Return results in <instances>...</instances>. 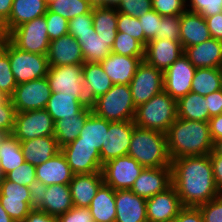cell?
Instances as JSON below:
<instances>
[{
    "instance_id": "obj_1",
    "label": "cell",
    "mask_w": 222,
    "mask_h": 222,
    "mask_svg": "<svg viewBox=\"0 0 222 222\" xmlns=\"http://www.w3.org/2000/svg\"><path fill=\"white\" fill-rule=\"evenodd\" d=\"M172 185L183 206L199 207L219 196L209 155L171 160Z\"/></svg>"
},
{
    "instance_id": "obj_2",
    "label": "cell",
    "mask_w": 222,
    "mask_h": 222,
    "mask_svg": "<svg viewBox=\"0 0 222 222\" xmlns=\"http://www.w3.org/2000/svg\"><path fill=\"white\" fill-rule=\"evenodd\" d=\"M167 151L171 160L184 156L209 155L213 150L209 123L176 118L166 132Z\"/></svg>"
},
{
    "instance_id": "obj_3",
    "label": "cell",
    "mask_w": 222,
    "mask_h": 222,
    "mask_svg": "<svg viewBox=\"0 0 222 222\" xmlns=\"http://www.w3.org/2000/svg\"><path fill=\"white\" fill-rule=\"evenodd\" d=\"M127 155L144 168L171 166L166 133L157 130L135 126Z\"/></svg>"
},
{
    "instance_id": "obj_4",
    "label": "cell",
    "mask_w": 222,
    "mask_h": 222,
    "mask_svg": "<svg viewBox=\"0 0 222 222\" xmlns=\"http://www.w3.org/2000/svg\"><path fill=\"white\" fill-rule=\"evenodd\" d=\"M177 118L176 100L164 90L136 107L135 126L166 133Z\"/></svg>"
},
{
    "instance_id": "obj_5",
    "label": "cell",
    "mask_w": 222,
    "mask_h": 222,
    "mask_svg": "<svg viewBox=\"0 0 222 222\" xmlns=\"http://www.w3.org/2000/svg\"><path fill=\"white\" fill-rule=\"evenodd\" d=\"M92 112L109 122L133 121L136 107L129 85L117 84L91 103Z\"/></svg>"
},
{
    "instance_id": "obj_6",
    "label": "cell",
    "mask_w": 222,
    "mask_h": 222,
    "mask_svg": "<svg viewBox=\"0 0 222 222\" xmlns=\"http://www.w3.org/2000/svg\"><path fill=\"white\" fill-rule=\"evenodd\" d=\"M0 47L8 54L11 71L17 84L46 77L49 68L46 55L23 51L8 38Z\"/></svg>"
},
{
    "instance_id": "obj_7",
    "label": "cell",
    "mask_w": 222,
    "mask_h": 222,
    "mask_svg": "<svg viewBox=\"0 0 222 222\" xmlns=\"http://www.w3.org/2000/svg\"><path fill=\"white\" fill-rule=\"evenodd\" d=\"M8 39L23 51L47 56L50 39L45 15L14 28L8 34Z\"/></svg>"
},
{
    "instance_id": "obj_8",
    "label": "cell",
    "mask_w": 222,
    "mask_h": 222,
    "mask_svg": "<svg viewBox=\"0 0 222 222\" xmlns=\"http://www.w3.org/2000/svg\"><path fill=\"white\" fill-rule=\"evenodd\" d=\"M82 75V65L72 64L49 67L46 78L52 93L73 95L86 106H90Z\"/></svg>"
},
{
    "instance_id": "obj_9",
    "label": "cell",
    "mask_w": 222,
    "mask_h": 222,
    "mask_svg": "<svg viewBox=\"0 0 222 222\" xmlns=\"http://www.w3.org/2000/svg\"><path fill=\"white\" fill-rule=\"evenodd\" d=\"M54 122L46 109L16 112L12 135L19 141L54 136Z\"/></svg>"
},
{
    "instance_id": "obj_10",
    "label": "cell",
    "mask_w": 222,
    "mask_h": 222,
    "mask_svg": "<svg viewBox=\"0 0 222 222\" xmlns=\"http://www.w3.org/2000/svg\"><path fill=\"white\" fill-rule=\"evenodd\" d=\"M129 87L134 105L138 107L164 90L163 72L142 60Z\"/></svg>"
},
{
    "instance_id": "obj_11",
    "label": "cell",
    "mask_w": 222,
    "mask_h": 222,
    "mask_svg": "<svg viewBox=\"0 0 222 222\" xmlns=\"http://www.w3.org/2000/svg\"><path fill=\"white\" fill-rule=\"evenodd\" d=\"M52 91L46 77L17 84L10 97L16 112L45 109Z\"/></svg>"
},
{
    "instance_id": "obj_12",
    "label": "cell",
    "mask_w": 222,
    "mask_h": 222,
    "mask_svg": "<svg viewBox=\"0 0 222 222\" xmlns=\"http://www.w3.org/2000/svg\"><path fill=\"white\" fill-rule=\"evenodd\" d=\"M143 169L134 158L121 156L103 164V180L114 190H130Z\"/></svg>"
},
{
    "instance_id": "obj_13",
    "label": "cell",
    "mask_w": 222,
    "mask_h": 222,
    "mask_svg": "<svg viewBox=\"0 0 222 222\" xmlns=\"http://www.w3.org/2000/svg\"><path fill=\"white\" fill-rule=\"evenodd\" d=\"M73 174L102 172L99 151L88 143H79V138L61 148Z\"/></svg>"
},
{
    "instance_id": "obj_14",
    "label": "cell",
    "mask_w": 222,
    "mask_h": 222,
    "mask_svg": "<svg viewBox=\"0 0 222 222\" xmlns=\"http://www.w3.org/2000/svg\"><path fill=\"white\" fill-rule=\"evenodd\" d=\"M134 128V121L109 122V129L99 152L102 165L128 154Z\"/></svg>"
},
{
    "instance_id": "obj_15",
    "label": "cell",
    "mask_w": 222,
    "mask_h": 222,
    "mask_svg": "<svg viewBox=\"0 0 222 222\" xmlns=\"http://www.w3.org/2000/svg\"><path fill=\"white\" fill-rule=\"evenodd\" d=\"M196 67L183 54L164 73V91L174 100L191 92Z\"/></svg>"
},
{
    "instance_id": "obj_16",
    "label": "cell",
    "mask_w": 222,
    "mask_h": 222,
    "mask_svg": "<svg viewBox=\"0 0 222 222\" xmlns=\"http://www.w3.org/2000/svg\"><path fill=\"white\" fill-rule=\"evenodd\" d=\"M0 204L15 222L23 221L32 210L28 187L5 178L0 185Z\"/></svg>"
},
{
    "instance_id": "obj_17",
    "label": "cell",
    "mask_w": 222,
    "mask_h": 222,
    "mask_svg": "<svg viewBox=\"0 0 222 222\" xmlns=\"http://www.w3.org/2000/svg\"><path fill=\"white\" fill-rule=\"evenodd\" d=\"M184 206L171 185L165 191L146 199L148 222H172Z\"/></svg>"
},
{
    "instance_id": "obj_18",
    "label": "cell",
    "mask_w": 222,
    "mask_h": 222,
    "mask_svg": "<svg viewBox=\"0 0 222 222\" xmlns=\"http://www.w3.org/2000/svg\"><path fill=\"white\" fill-rule=\"evenodd\" d=\"M172 185L171 166L144 168L134 181L131 191L138 196L149 199L165 191Z\"/></svg>"
},
{
    "instance_id": "obj_19",
    "label": "cell",
    "mask_w": 222,
    "mask_h": 222,
    "mask_svg": "<svg viewBox=\"0 0 222 222\" xmlns=\"http://www.w3.org/2000/svg\"><path fill=\"white\" fill-rule=\"evenodd\" d=\"M180 41L149 40L144 49V61L163 73L182 55Z\"/></svg>"
},
{
    "instance_id": "obj_20",
    "label": "cell",
    "mask_w": 222,
    "mask_h": 222,
    "mask_svg": "<svg viewBox=\"0 0 222 222\" xmlns=\"http://www.w3.org/2000/svg\"><path fill=\"white\" fill-rule=\"evenodd\" d=\"M47 59L49 67L84 64L80 45L77 39L70 34L50 41Z\"/></svg>"
},
{
    "instance_id": "obj_21",
    "label": "cell",
    "mask_w": 222,
    "mask_h": 222,
    "mask_svg": "<svg viewBox=\"0 0 222 222\" xmlns=\"http://www.w3.org/2000/svg\"><path fill=\"white\" fill-rule=\"evenodd\" d=\"M115 222H148L146 199L131 190H115Z\"/></svg>"
},
{
    "instance_id": "obj_22",
    "label": "cell",
    "mask_w": 222,
    "mask_h": 222,
    "mask_svg": "<svg viewBox=\"0 0 222 222\" xmlns=\"http://www.w3.org/2000/svg\"><path fill=\"white\" fill-rule=\"evenodd\" d=\"M144 57H129L110 53L100 64L114 85H129Z\"/></svg>"
},
{
    "instance_id": "obj_23",
    "label": "cell",
    "mask_w": 222,
    "mask_h": 222,
    "mask_svg": "<svg viewBox=\"0 0 222 222\" xmlns=\"http://www.w3.org/2000/svg\"><path fill=\"white\" fill-rule=\"evenodd\" d=\"M184 55L196 68H222V41L210 38L186 47Z\"/></svg>"
},
{
    "instance_id": "obj_24",
    "label": "cell",
    "mask_w": 222,
    "mask_h": 222,
    "mask_svg": "<svg viewBox=\"0 0 222 222\" xmlns=\"http://www.w3.org/2000/svg\"><path fill=\"white\" fill-rule=\"evenodd\" d=\"M103 183L102 172L74 174L69 183L74 206L89 207L92 199Z\"/></svg>"
},
{
    "instance_id": "obj_25",
    "label": "cell",
    "mask_w": 222,
    "mask_h": 222,
    "mask_svg": "<svg viewBox=\"0 0 222 222\" xmlns=\"http://www.w3.org/2000/svg\"><path fill=\"white\" fill-rule=\"evenodd\" d=\"M180 29V42L183 50L211 38L205 18L201 14L189 10L180 15Z\"/></svg>"
},
{
    "instance_id": "obj_26",
    "label": "cell",
    "mask_w": 222,
    "mask_h": 222,
    "mask_svg": "<svg viewBox=\"0 0 222 222\" xmlns=\"http://www.w3.org/2000/svg\"><path fill=\"white\" fill-rule=\"evenodd\" d=\"M36 179L44 185L69 184L73 173L64 154L60 151L49 160L35 166Z\"/></svg>"
},
{
    "instance_id": "obj_27",
    "label": "cell",
    "mask_w": 222,
    "mask_h": 222,
    "mask_svg": "<svg viewBox=\"0 0 222 222\" xmlns=\"http://www.w3.org/2000/svg\"><path fill=\"white\" fill-rule=\"evenodd\" d=\"M47 10L45 0H13L10 16L4 22L7 34L25 22L44 16Z\"/></svg>"
},
{
    "instance_id": "obj_28",
    "label": "cell",
    "mask_w": 222,
    "mask_h": 222,
    "mask_svg": "<svg viewBox=\"0 0 222 222\" xmlns=\"http://www.w3.org/2000/svg\"><path fill=\"white\" fill-rule=\"evenodd\" d=\"M25 161L37 166L61 151L55 136H41L27 141H20Z\"/></svg>"
},
{
    "instance_id": "obj_29",
    "label": "cell",
    "mask_w": 222,
    "mask_h": 222,
    "mask_svg": "<svg viewBox=\"0 0 222 222\" xmlns=\"http://www.w3.org/2000/svg\"><path fill=\"white\" fill-rule=\"evenodd\" d=\"M82 72L88 103L90 105L99 96L107 93L114 85L100 63H84L82 65Z\"/></svg>"
},
{
    "instance_id": "obj_30",
    "label": "cell",
    "mask_w": 222,
    "mask_h": 222,
    "mask_svg": "<svg viewBox=\"0 0 222 222\" xmlns=\"http://www.w3.org/2000/svg\"><path fill=\"white\" fill-rule=\"evenodd\" d=\"M44 196L45 199L37 209L51 216L58 217L74 206L69 184L49 185Z\"/></svg>"
},
{
    "instance_id": "obj_31",
    "label": "cell",
    "mask_w": 222,
    "mask_h": 222,
    "mask_svg": "<svg viewBox=\"0 0 222 222\" xmlns=\"http://www.w3.org/2000/svg\"><path fill=\"white\" fill-rule=\"evenodd\" d=\"M87 107L88 106L73 95L52 93L45 109L55 123L63 118L80 115Z\"/></svg>"
},
{
    "instance_id": "obj_32",
    "label": "cell",
    "mask_w": 222,
    "mask_h": 222,
    "mask_svg": "<svg viewBox=\"0 0 222 222\" xmlns=\"http://www.w3.org/2000/svg\"><path fill=\"white\" fill-rule=\"evenodd\" d=\"M88 208L95 222H115V190L103 183Z\"/></svg>"
},
{
    "instance_id": "obj_33",
    "label": "cell",
    "mask_w": 222,
    "mask_h": 222,
    "mask_svg": "<svg viewBox=\"0 0 222 222\" xmlns=\"http://www.w3.org/2000/svg\"><path fill=\"white\" fill-rule=\"evenodd\" d=\"M75 38L80 45L84 63H100L110 55L114 43V41L104 40L96 32L79 34V37Z\"/></svg>"
},
{
    "instance_id": "obj_34",
    "label": "cell",
    "mask_w": 222,
    "mask_h": 222,
    "mask_svg": "<svg viewBox=\"0 0 222 222\" xmlns=\"http://www.w3.org/2000/svg\"><path fill=\"white\" fill-rule=\"evenodd\" d=\"M88 106L80 115L63 118L54 124V136L60 148L73 142L80 134L87 118L92 114Z\"/></svg>"
},
{
    "instance_id": "obj_35",
    "label": "cell",
    "mask_w": 222,
    "mask_h": 222,
    "mask_svg": "<svg viewBox=\"0 0 222 222\" xmlns=\"http://www.w3.org/2000/svg\"><path fill=\"white\" fill-rule=\"evenodd\" d=\"M177 117L184 120L208 122L211 118L206 98L197 93L189 92L176 101Z\"/></svg>"
},
{
    "instance_id": "obj_36",
    "label": "cell",
    "mask_w": 222,
    "mask_h": 222,
    "mask_svg": "<svg viewBox=\"0 0 222 222\" xmlns=\"http://www.w3.org/2000/svg\"><path fill=\"white\" fill-rule=\"evenodd\" d=\"M93 26L101 38L115 41L117 35L118 11L115 7H93Z\"/></svg>"
},
{
    "instance_id": "obj_37",
    "label": "cell",
    "mask_w": 222,
    "mask_h": 222,
    "mask_svg": "<svg viewBox=\"0 0 222 222\" xmlns=\"http://www.w3.org/2000/svg\"><path fill=\"white\" fill-rule=\"evenodd\" d=\"M222 89V68H196L191 92L202 96Z\"/></svg>"
},
{
    "instance_id": "obj_38",
    "label": "cell",
    "mask_w": 222,
    "mask_h": 222,
    "mask_svg": "<svg viewBox=\"0 0 222 222\" xmlns=\"http://www.w3.org/2000/svg\"><path fill=\"white\" fill-rule=\"evenodd\" d=\"M109 129V121L100 118L92 113L86 120L80 134L79 143H88L95 146L100 152L103 141H105L106 132Z\"/></svg>"
},
{
    "instance_id": "obj_39",
    "label": "cell",
    "mask_w": 222,
    "mask_h": 222,
    "mask_svg": "<svg viewBox=\"0 0 222 222\" xmlns=\"http://www.w3.org/2000/svg\"><path fill=\"white\" fill-rule=\"evenodd\" d=\"M23 162H25V158L20 147V141L9 134L0 145V168L6 175Z\"/></svg>"
},
{
    "instance_id": "obj_40",
    "label": "cell",
    "mask_w": 222,
    "mask_h": 222,
    "mask_svg": "<svg viewBox=\"0 0 222 222\" xmlns=\"http://www.w3.org/2000/svg\"><path fill=\"white\" fill-rule=\"evenodd\" d=\"M92 9L88 0H57L48 5L50 12L57 13L68 21L76 16L92 13Z\"/></svg>"
},
{
    "instance_id": "obj_41",
    "label": "cell",
    "mask_w": 222,
    "mask_h": 222,
    "mask_svg": "<svg viewBox=\"0 0 222 222\" xmlns=\"http://www.w3.org/2000/svg\"><path fill=\"white\" fill-rule=\"evenodd\" d=\"M144 49L138 40L126 33L117 32L111 52L129 57H144Z\"/></svg>"
},
{
    "instance_id": "obj_42",
    "label": "cell",
    "mask_w": 222,
    "mask_h": 222,
    "mask_svg": "<svg viewBox=\"0 0 222 222\" xmlns=\"http://www.w3.org/2000/svg\"><path fill=\"white\" fill-rule=\"evenodd\" d=\"M17 86L11 71L8 54L0 47V93L5 97H11Z\"/></svg>"
},
{
    "instance_id": "obj_43",
    "label": "cell",
    "mask_w": 222,
    "mask_h": 222,
    "mask_svg": "<svg viewBox=\"0 0 222 222\" xmlns=\"http://www.w3.org/2000/svg\"><path fill=\"white\" fill-rule=\"evenodd\" d=\"M180 15L161 16L159 33L151 40L168 39L180 41Z\"/></svg>"
},
{
    "instance_id": "obj_44",
    "label": "cell",
    "mask_w": 222,
    "mask_h": 222,
    "mask_svg": "<svg viewBox=\"0 0 222 222\" xmlns=\"http://www.w3.org/2000/svg\"><path fill=\"white\" fill-rule=\"evenodd\" d=\"M117 31L130 35L144 46V32L138 18L118 12Z\"/></svg>"
},
{
    "instance_id": "obj_45",
    "label": "cell",
    "mask_w": 222,
    "mask_h": 222,
    "mask_svg": "<svg viewBox=\"0 0 222 222\" xmlns=\"http://www.w3.org/2000/svg\"><path fill=\"white\" fill-rule=\"evenodd\" d=\"M47 23V33L50 41L69 34L68 20L57 13L47 10L45 14Z\"/></svg>"
},
{
    "instance_id": "obj_46",
    "label": "cell",
    "mask_w": 222,
    "mask_h": 222,
    "mask_svg": "<svg viewBox=\"0 0 222 222\" xmlns=\"http://www.w3.org/2000/svg\"><path fill=\"white\" fill-rule=\"evenodd\" d=\"M142 30L144 32V47L149 40L153 39L159 33L161 15L154 9L147 11L145 15L139 18Z\"/></svg>"
},
{
    "instance_id": "obj_47",
    "label": "cell",
    "mask_w": 222,
    "mask_h": 222,
    "mask_svg": "<svg viewBox=\"0 0 222 222\" xmlns=\"http://www.w3.org/2000/svg\"><path fill=\"white\" fill-rule=\"evenodd\" d=\"M152 9L161 16H178L187 10L186 0H151Z\"/></svg>"
},
{
    "instance_id": "obj_48",
    "label": "cell",
    "mask_w": 222,
    "mask_h": 222,
    "mask_svg": "<svg viewBox=\"0 0 222 222\" xmlns=\"http://www.w3.org/2000/svg\"><path fill=\"white\" fill-rule=\"evenodd\" d=\"M187 10L209 17L220 13L222 0H186Z\"/></svg>"
},
{
    "instance_id": "obj_49",
    "label": "cell",
    "mask_w": 222,
    "mask_h": 222,
    "mask_svg": "<svg viewBox=\"0 0 222 222\" xmlns=\"http://www.w3.org/2000/svg\"><path fill=\"white\" fill-rule=\"evenodd\" d=\"M116 9L120 13L139 18L152 9V2L151 0H121Z\"/></svg>"
},
{
    "instance_id": "obj_50",
    "label": "cell",
    "mask_w": 222,
    "mask_h": 222,
    "mask_svg": "<svg viewBox=\"0 0 222 222\" xmlns=\"http://www.w3.org/2000/svg\"><path fill=\"white\" fill-rule=\"evenodd\" d=\"M5 178L11 182L28 187L36 179L35 166L25 161L19 167L7 173Z\"/></svg>"
},
{
    "instance_id": "obj_51",
    "label": "cell",
    "mask_w": 222,
    "mask_h": 222,
    "mask_svg": "<svg viewBox=\"0 0 222 222\" xmlns=\"http://www.w3.org/2000/svg\"><path fill=\"white\" fill-rule=\"evenodd\" d=\"M15 115L16 110L11 98L4 96L0 100V130L8 131L11 134L14 128Z\"/></svg>"
},
{
    "instance_id": "obj_52",
    "label": "cell",
    "mask_w": 222,
    "mask_h": 222,
    "mask_svg": "<svg viewBox=\"0 0 222 222\" xmlns=\"http://www.w3.org/2000/svg\"><path fill=\"white\" fill-rule=\"evenodd\" d=\"M69 34L79 37V34L96 32L93 26L92 13H86L70 19L68 21Z\"/></svg>"
},
{
    "instance_id": "obj_53",
    "label": "cell",
    "mask_w": 222,
    "mask_h": 222,
    "mask_svg": "<svg viewBox=\"0 0 222 222\" xmlns=\"http://www.w3.org/2000/svg\"><path fill=\"white\" fill-rule=\"evenodd\" d=\"M203 222H222V197L218 196L199 206Z\"/></svg>"
},
{
    "instance_id": "obj_54",
    "label": "cell",
    "mask_w": 222,
    "mask_h": 222,
    "mask_svg": "<svg viewBox=\"0 0 222 222\" xmlns=\"http://www.w3.org/2000/svg\"><path fill=\"white\" fill-rule=\"evenodd\" d=\"M57 219L58 222H95L88 207L76 206L58 216Z\"/></svg>"
},
{
    "instance_id": "obj_55",
    "label": "cell",
    "mask_w": 222,
    "mask_h": 222,
    "mask_svg": "<svg viewBox=\"0 0 222 222\" xmlns=\"http://www.w3.org/2000/svg\"><path fill=\"white\" fill-rule=\"evenodd\" d=\"M28 189L30 191V206L32 209H37L45 199L47 186L35 179L28 185Z\"/></svg>"
},
{
    "instance_id": "obj_56",
    "label": "cell",
    "mask_w": 222,
    "mask_h": 222,
    "mask_svg": "<svg viewBox=\"0 0 222 222\" xmlns=\"http://www.w3.org/2000/svg\"><path fill=\"white\" fill-rule=\"evenodd\" d=\"M204 97L206 98L210 117L220 115L222 113V89Z\"/></svg>"
},
{
    "instance_id": "obj_57",
    "label": "cell",
    "mask_w": 222,
    "mask_h": 222,
    "mask_svg": "<svg viewBox=\"0 0 222 222\" xmlns=\"http://www.w3.org/2000/svg\"><path fill=\"white\" fill-rule=\"evenodd\" d=\"M172 222H203L199 207L184 206Z\"/></svg>"
},
{
    "instance_id": "obj_58",
    "label": "cell",
    "mask_w": 222,
    "mask_h": 222,
    "mask_svg": "<svg viewBox=\"0 0 222 222\" xmlns=\"http://www.w3.org/2000/svg\"><path fill=\"white\" fill-rule=\"evenodd\" d=\"M204 18L211 38L222 41V14L218 13Z\"/></svg>"
},
{
    "instance_id": "obj_59",
    "label": "cell",
    "mask_w": 222,
    "mask_h": 222,
    "mask_svg": "<svg viewBox=\"0 0 222 222\" xmlns=\"http://www.w3.org/2000/svg\"><path fill=\"white\" fill-rule=\"evenodd\" d=\"M212 164L215 183L220 191L222 189V155L216 154L213 150L209 153Z\"/></svg>"
},
{
    "instance_id": "obj_60",
    "label": "cell",
    "mask_w": 222,
    "mask_h": 222,
    "mask_svg": "<svg viewBox=\"0 0 222 222\" xmlns=\"http://www.w3.org/2000/svg\"><path fill=\"white\" fill-rule=\"evenodd\" d=\"M21 222H58V219L44 211L32 209L29 215Z\"/></svg>"
},
{
    "instance_id": "obj_61",
    "label": "cell",
    "mask_w": 222,
    "mask_h": 222,
    "mask_svg": "<svg viewBox=\"0 0 222 222\" xmlns=\"http://www.w3.org/2000/svg\"><path fill=\"white\" fill-rule=\"evenodd\" d=\"M210 136L213 143L222 139V113L220 115L211 117L208 121Z\"/></svg>"
},
{
    "instance_id": "obj_62",
    "label": "cell",
    "mask_w": 222,
    "mask_h": 222,
    "mask_svg": "<svg viewBox=\"0 0 222 222\" xmlns=\"http://www.w3.org/2000/svg\"><path fill=\"white\" fill-rule=\"evenodd\" d=\"M13 0H0V20L4 23L10 16Z\"/></svg>"
},
{
    "instance_id": "obj_63",
    "label": "cell",
    "mask_w": 222,
    "mask_h": 222,
    "mask_svg": "<svg viewBox=\"0 0 222 222\" xmlns=\"http://www.w3.org/2000/svg\"><path fill=\"white\" fill-rule=\"evenodd\" d=\"M93 7H117L121 0H88Z\"/></svg>"
},
{
    "instance_id": "obj_64",
    "label": "cell",
    "mask_w": 222,
    "mask_h": 222,
    "mask_svg": "<svg viewBox=\"0 0 222 222\" xmlns=\"http://www.w3.org/2000/svg\"><path fill=\"white\" fill-rule=\"evenodd\" d=\"M0 222H15L3 209L2 205L0 204Z\"/></svg>"
},
{
    "instance_id": "obj_65",
    "label": "cell",
    "mask_w": 222,
    "mask_h": 222,
    "mask_svg": "<svg viewBox=\"0 0 222 222\" xmlns=\"http://www.w3.org/2000/svg\"><path fill=\"white\" fill-rule=\"evenodd\" d=\"M8 38L4 23L0 20V44Z\"/></svg>"
},
{
    "instance_id": "obj_66",
    "label": "cell",
    "mask_w": 222,
    "mask_h": 222,
    "mask_svg": "<svg viewBox=\"0 0 222 222\" xmlns=\"http://www.w3.org/2000/svg\"><path fill=\"white\" fill-rule=\"evenodd\" d=\"M213 151L216 154L222 155V139L217 140L213 143Z\"/></svg>"
},
{
    "instance_id": "obj_67",
    "label": "cell",
    "mask_w": 222,
    "mask_h": 222,
    "mask_svg": "<svg viewBox=\"0 0 222 222\" xmlns=\"http://www.w3.org/2000/svg\"><path fill=\"white\" fill-rule=\"evenodd\" d=\"M9 134L10 133L8 131L0 130V145Z\"/></svg>"
},
{
    "instance_id": "obj_68",
    "label": "cell",
    "mask_w": 222,
    "mask_h": 222,
    "mask_svg": "<svg viewBox=\"0 0 222 222\" xmlns=\"http://www.w3.org/2000/svg\"><path fill=\"white\" fill-rule=\"evenodd\" d=\"M5 180V174L3 170L0 168V185Z\"/></svg>"
},
{
    "instance_id": "obj_69",
    "label": "cell",
    "mask_w": 222,
    "mask_h": 222,
    "mask_svg": "<svg viewBox=\"0 0 222 222\" xmlns=\"http://www.w3.org/2000/svg\"><path fill=\"white\" fill-rule=\"evenodd\" d=\"M57 1V0H45V2L47 3V5H49L50 3Z\"/></svg>"
},
{
    "instance_id": "obj_70",
    "label": "cell",
    "mask_w": 222,
    "mask_h": 222,
    "mask_svg": "<svg viewBox=\"0 0 222 222\" xmlns=\"http://www.w3.org/2000/svg\"><path fill=\"white\" fill-rule=\"evenodd\" d=\"M219 196H221L222 197V189L220 190V192H219Z\"/></svg>"
},
{
    "instance_id": "obj_71",
    "label": "cell",
    "mask_w": 222,
    "mask_h": 222,
    "mask_svg": "<svg viewBox=\"0 0 222 222\" xmlns=\"http://www.w3.org/2000/svg\"><path fill=\"white\" fill-rule=\"evenodd\" d=\"M4 96L0 93V100L3 98Z\"/></svg>"
}]
</instances>
